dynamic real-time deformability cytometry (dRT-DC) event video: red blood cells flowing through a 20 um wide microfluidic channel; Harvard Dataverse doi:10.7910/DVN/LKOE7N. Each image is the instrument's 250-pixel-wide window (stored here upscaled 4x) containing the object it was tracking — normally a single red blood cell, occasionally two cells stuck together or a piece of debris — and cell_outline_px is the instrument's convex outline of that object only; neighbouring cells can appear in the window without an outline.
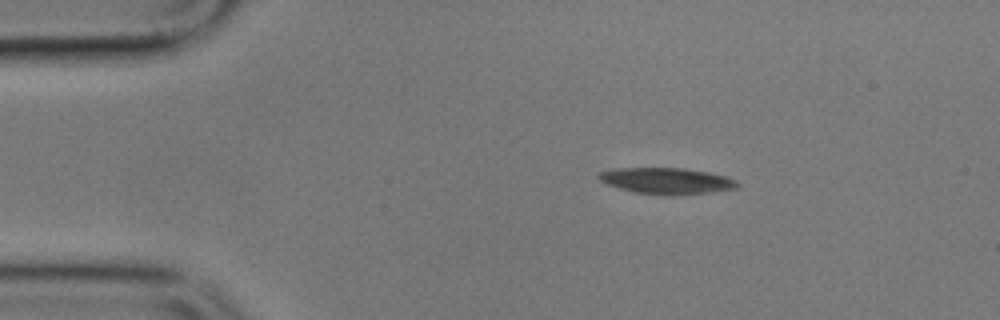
{"species": "common noctule bat (a hibernating species)", "species_latin": "Nyctalus noctula", "temperature_condition": "cold", "stored_images_in_passage": 3, "camera_frame_rate_fps": 3000, "um_per_image_px": 0.085, "animal": {"sex": "male", "body_mass_g": 17.9}, "frame": {"image": 1, "passage_image": 1, "time_ms": 0.0, "image_size_px": [1000, 320], "cell_outline_px": [[740, 184], [736, 188], [708, 192], [672, 196], [636, 192], [620, 188], [608, 184], [600, 180], [596, 176], [600, 172], [612, 168], [684, 168], [708, 172], [724, 176], [736, 180]], "centroid_in_image_um": [56.65, 15.37], "position_along_channel_um": 28.3, "area_um2": 21.04}}